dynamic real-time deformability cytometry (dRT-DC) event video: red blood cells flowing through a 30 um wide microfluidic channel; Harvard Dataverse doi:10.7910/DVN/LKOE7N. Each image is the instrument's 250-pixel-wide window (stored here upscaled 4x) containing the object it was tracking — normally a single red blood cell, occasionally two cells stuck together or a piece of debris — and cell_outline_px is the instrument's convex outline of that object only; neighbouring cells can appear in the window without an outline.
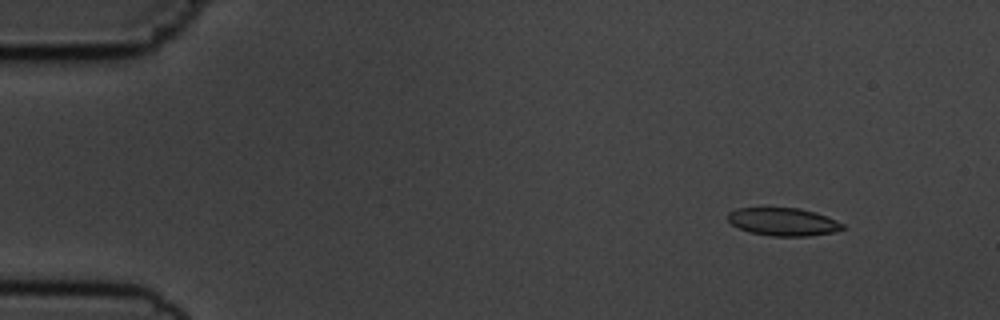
{"species": "common noctule bat (a hibernating species)", "species_latin": "Nyctalus noctula", "temperature_condition": "cold", "stored_images_in_passage": 9, "camera_frame_rate_fps": 3000, "um_per_image_px": 0.085, "animal": {"sex": "male", "body_mass_g": 19.5, "forearm_length_mm": 54.6}, "frame": {"image": 1, "passage_image": 1, "time_ms": 0.0, "image_size_px": [1000, 320], "cell_outline_px": [[844, 228], [832, 232], [808, 236], [772, 236], [748, 232], [732, 224], [728, 220], [728, 212], [736, 208], [800, 208], [816, 212], [836, 220], [844, 224]], "centroid_in_image_um": [66.56, 18.85], "position_along_channel_um": 18.4, "area_um2": 18.61}}
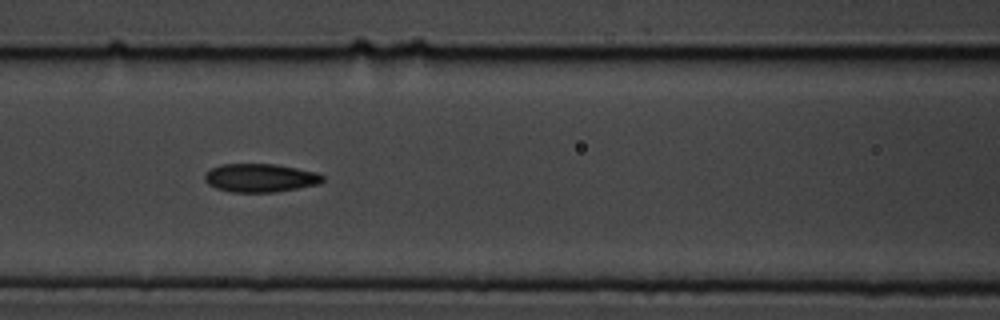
{"frame": {"image": 2, "passage_image": 6, "time_ms": 6.0, "image_size_px": [1000, 320], "cell_outline_px": [[324, 180], [320, 184], [276, 192], [232, 192], [216, 188], [208, 184], [204, 180], [204, 172], [220, 164], [276, 164], [316, 172], [324, 176]], "centroid_in_image_um": [22.11, 15.12], "position_along_channel_um": 144.5, "area_um2": 19.65}}
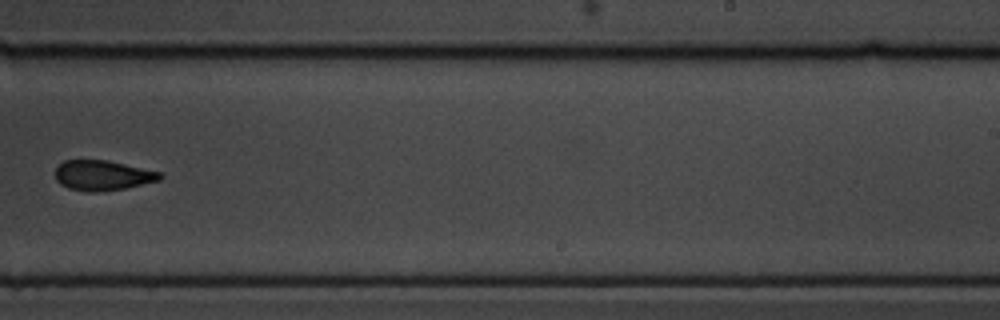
{"frame": {"image": 3, "passage_image": 9, "time_ms": 9.667, "image_size_px": [1000, 320], "cell_outline_px": [[164, 176], [160, 180], [124, 188], [96, 192], [88, 192], [68, 188], [60, 184], [56, 180], [56, 168], [64, 160], [108, 160], [160, 172]], "centroid_in_image_um": [8.71, 14.9], "position_along_channel_um": 280.3, "area_um2": 18.26}}